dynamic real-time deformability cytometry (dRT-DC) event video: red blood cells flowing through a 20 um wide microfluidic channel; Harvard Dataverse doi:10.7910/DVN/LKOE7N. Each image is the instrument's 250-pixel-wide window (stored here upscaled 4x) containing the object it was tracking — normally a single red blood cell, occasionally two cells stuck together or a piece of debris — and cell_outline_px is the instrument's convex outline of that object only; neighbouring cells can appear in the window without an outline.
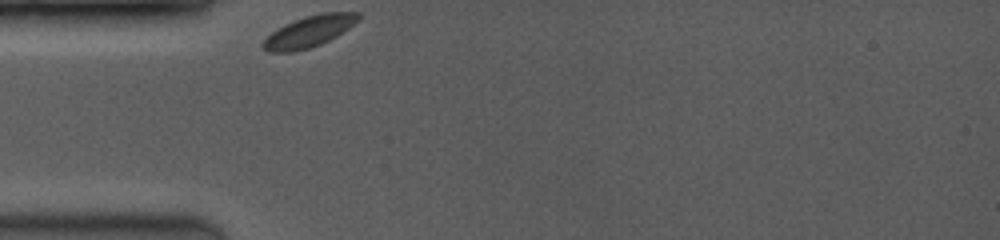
{"species": "common noctule bat (a hibernating species)", "species_latin": "Nyctalus noctula", "temperature_condition": "room temperature", "stored_images_in_passage": 36, "camera_frame_rate_fps": 3500, "um_per_image_px": 0.085, "animal": {"sex": "female", "body_mass_g": 19.0, "forearm_length_mm": 53.3}, "frame": {"image": 1, "passage_image": 1, "time_ms": 0.0, "image_size_px": [1000, 240], "cell_outline_px": [[360, 16], [348, 28], [336, 36], [320, 44], [308, 48], [292, 52], [268, 52], [260, 48], [260, 44], [272, 32], [284, 24], [292, 20], [304, 16], [320, 12], [360, 12]], "centroid_in_image_um": [26.21, 2.67], "position_along_channel_um": 58.8, "area_um2": 17.34}}
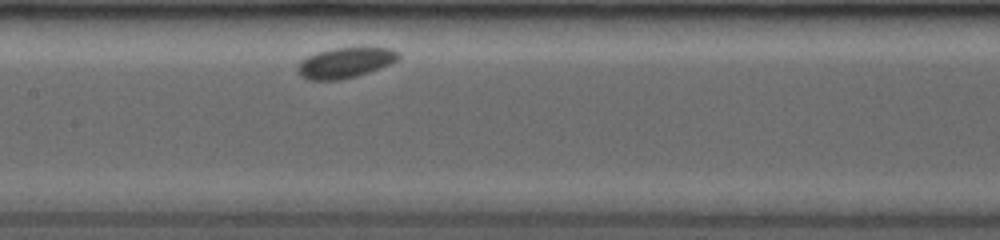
{"frame": {"image": 2, "passage_image": 13, "time_ms": 3.429, "image_size_px": [1000, 240], "cell_outline_px": [[400, 56], [396, 60], [380, 68], [356, 76], [340, 80], [308, 80], [300, 76], [296, 72], [296, 68], [300, 60], [316, 52], [332, 48], [392, 48], [400, 52]], "centroid_in_image_um": [29.28, 5.34], "position_along_channel_um": 178.1, "area_um2": 17.92}}
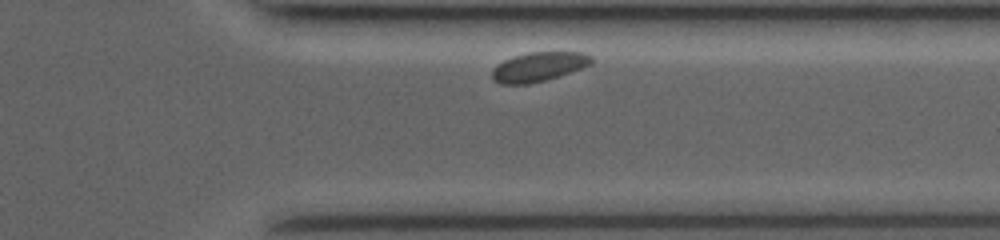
{"frame": {"image": 3, "passage_image": 31, "time_ms": 8.571, "image_size_px": [1000, 240], "cell_outline_px": [[592, 64], [544, 80], [528, 84], [500, 84], [492, 80], [492, 68], [496, 64], [512, 56], [528, 52], [584, 52], [592, 56]], "centroid_in_image_um": [45.73, 5.66], "position_along_channel_um": 365.7, "area_um2": 16.94}}